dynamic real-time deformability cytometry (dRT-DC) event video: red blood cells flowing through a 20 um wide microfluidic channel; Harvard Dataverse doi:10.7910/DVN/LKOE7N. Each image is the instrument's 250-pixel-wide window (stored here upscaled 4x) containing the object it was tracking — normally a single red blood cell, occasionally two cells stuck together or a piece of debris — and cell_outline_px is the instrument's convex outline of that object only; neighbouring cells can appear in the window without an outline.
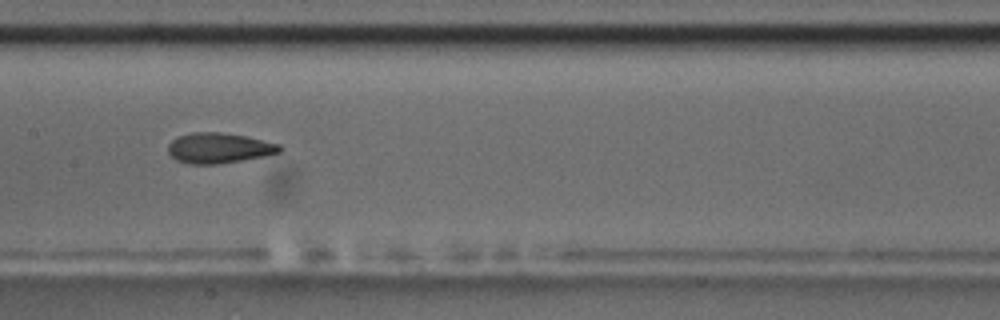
{"species": "common noctule bat (a hibernating species)", "species_latin": "Nyctalus noctula", "temperature_condition": "room temperature", "stored_images_in_passage": 8, "camera_frame_rate_fps": 3000, "um_per_image_px": 0.085, "animal": {"sex": "male", "body_mass_g": 17.5, "forearm_length_mm": 52.3}, "frame": {"image": 1, "passage_image": 6, "time_ms": 6.0, "image_size_px": [1000, 320], "cell_outline_px": [[284, 148], [280, 152], [264, 156], [216, 164], [192, 164], [176, 160], [168, 152], [168, 144], [176, 136], [192, 132], [220, 132], [244, 136], [280, 144]], "centroid_in_image_um": [18.59, 12.57], "position_along_channel_um": 188.8, "area_um2": 19.65}}